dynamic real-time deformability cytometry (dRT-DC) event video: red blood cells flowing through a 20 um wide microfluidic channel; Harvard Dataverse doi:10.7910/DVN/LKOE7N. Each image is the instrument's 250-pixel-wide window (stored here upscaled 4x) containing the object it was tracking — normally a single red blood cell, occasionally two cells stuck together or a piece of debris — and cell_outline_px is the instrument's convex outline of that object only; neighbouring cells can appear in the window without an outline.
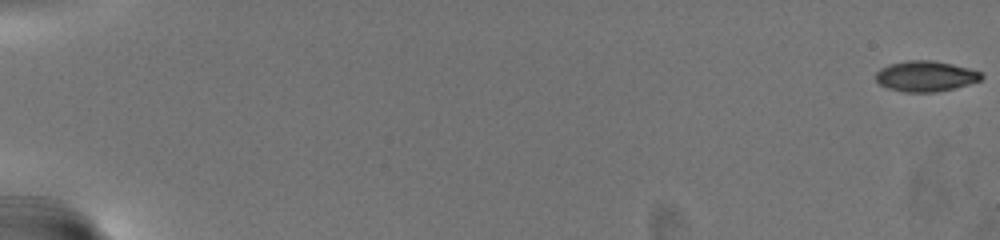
{"species": "common noctule bat (a hibernating species)", "species_latin": "Nyctalus noctula", "temperature_condition": "warm", "stored_images_in_passage": 72, "camera_frame_rate_fps": 3000, "um_per_image_px": 0.085, "animal": {"sex": "female", "body_mass_g": 19.5, "forearm_length_mm": 54.1}, "frame": {"image": 1, "passage_image": 1, "time_ms": 0.0, "image_size_px": [1000, 240], "cell_outline_px": [[984, 76], [980, 80], [968, 84], [936, 92], [904, 92], [888, 88], [880, 84], [876, 80], [876, 72], [880, 68], [888, 64], [908, 60], [932, 60], [952, 64], [968, 68], [980, 72]], "centroid_in_image_um": [78.64, 6.47], "position_along_channel_um": 6.4, "area_um2": 18.73}}
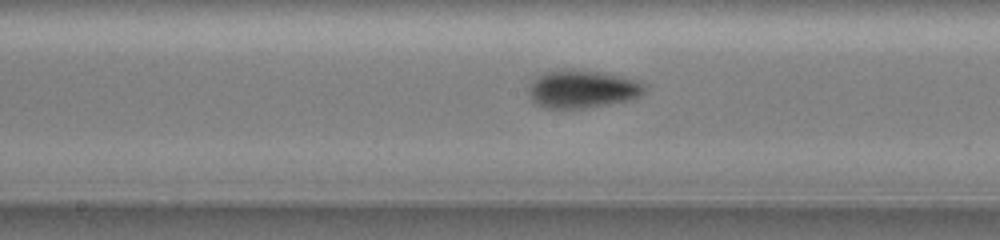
{"frame": {"image": 2, "passage_image": 41, "time_ms": 13.333, "image_size_px": [1000, 240], "cell_outline_px": [[648, 88], [636, 100], [588, 108], [544, 108], [536, 104], [532, 100], [528, 92], [528, 84], [536, 76], [544, 72], [568, 68], [600, 72], [624, 76], [640, 80], [648, 84]], "centroid_in_image_um": [49.56, 7.57], "position_along_channel_um": 198.6, "area_um2": 26.59}}
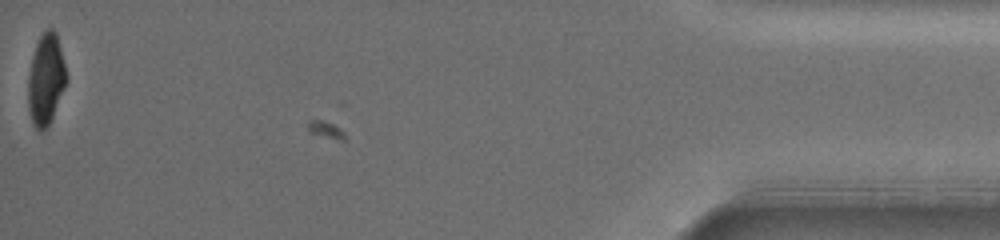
{"frame": {"image": 3, "passage_image": 72, "time_ms": 23.667, "image_size_px": [1000, 240], "cell_outline_px": [[68, 80], [52, 116], [48, 124], [40, 132], [36, 128], [32, 120], [28, 108], [28, 76], [32, 56], [36, 44], [40, 36], [48, 28], [52, 28], [56, 32]], "centroid_in_image_um": [3.89, 6.72], "position_along_channel_um": 431.3, "area_um2": 19.94}, "authors_computed_cell_mechanics": {"area_um2": 21.7617, "velocity_mm_per_s": 3.0749, "shape_relaxation_time_tau1_ms": 3.4858, "shape_relaxation_time_tau2_ms": 1.3684, "deformation_change_tau1": 0.1404, "deformation_change_tau2": 0.0393}}